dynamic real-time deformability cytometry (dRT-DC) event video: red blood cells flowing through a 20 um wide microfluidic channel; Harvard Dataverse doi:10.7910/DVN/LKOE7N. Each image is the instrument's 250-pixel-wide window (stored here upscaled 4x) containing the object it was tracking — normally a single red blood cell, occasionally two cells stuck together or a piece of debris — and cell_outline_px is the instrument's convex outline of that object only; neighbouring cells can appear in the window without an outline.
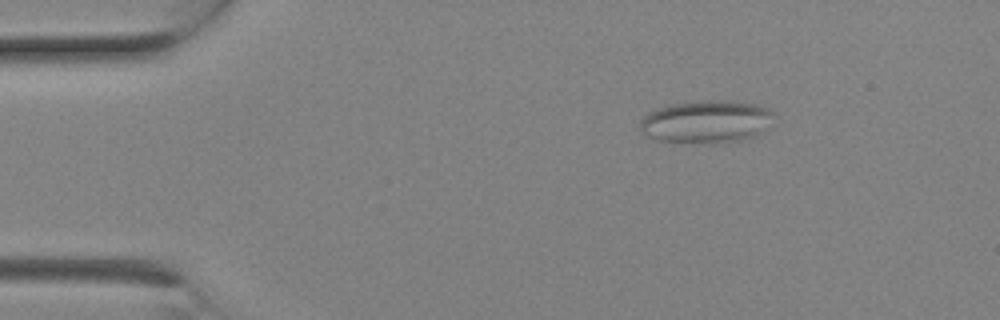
{"species": "Egyptian fruit bat (a non-hibernating species)", "species_latin": "Rousettus aegyptiacus", "temperature_condition": "room temperature", "stored_images_in_passage": 1, "camera_frame_rate_fps": 3000, "um_per_image_px": 0.085, "animal": {"sex": "female"}, "frame": {"image": 1, "passage_image": 1, "time_ms": 0.0, "image_size_px": [1000, 320], "cell_outline_px": [[772, 112], [764, 132], [756, 136], [744, 140], [712, 144], [660, 140], [648, 136], [640, 132], [640, 120], [648, 112], [656, 108], [668, 104], [700, 100], [732, 100], [756, 104], [768, 108]], "centroid_in_image_um": [60.01, 10.34], "position_along_channel_um": 25.0, "area_um2": 33.64}}